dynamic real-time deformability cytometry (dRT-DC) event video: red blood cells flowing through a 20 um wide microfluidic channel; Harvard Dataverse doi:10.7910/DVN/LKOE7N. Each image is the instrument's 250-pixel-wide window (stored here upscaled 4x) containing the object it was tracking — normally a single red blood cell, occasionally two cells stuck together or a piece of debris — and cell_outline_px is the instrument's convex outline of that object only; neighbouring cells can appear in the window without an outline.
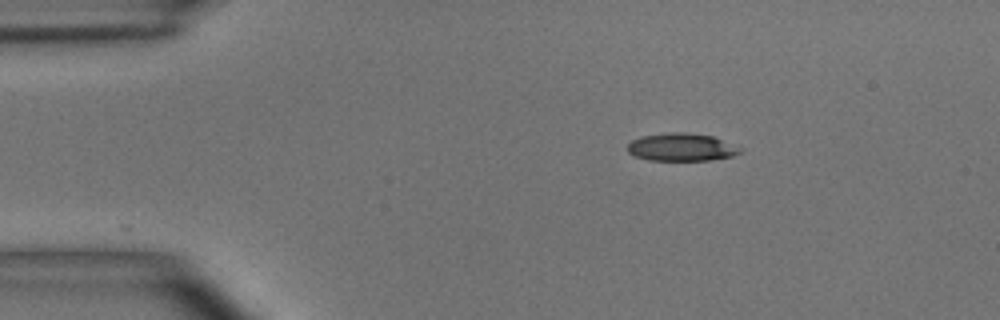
{"species": "common noctule bat (a hibernating species)", "species_latin": "Nyctalus noctula", "temperature_condition": "room temperature", "stored_images_in_passage": 3, "camera_frame_rate_fps": 3000, "um_per_image_px": 0.085, "animal": {"sex": "male", "body_mass_g": 15.6}, "frame": {"image": 1, "passage_image": 1, "time_ms": 0.0, "image_size_px": [1000, 320], "cell_outline_px": [[744, 152], [732, 156], [712, 160], [648, 160], [632, 156], [628, 152], [628, 144], [632, 140], [640, 136], [668, 132], [688, 132], [712, 136], [744, 148]], "centroid_in_image_um": [57.94, 12.51], "position_along_channel_um": 27.1, "area_um2": 18.55}}